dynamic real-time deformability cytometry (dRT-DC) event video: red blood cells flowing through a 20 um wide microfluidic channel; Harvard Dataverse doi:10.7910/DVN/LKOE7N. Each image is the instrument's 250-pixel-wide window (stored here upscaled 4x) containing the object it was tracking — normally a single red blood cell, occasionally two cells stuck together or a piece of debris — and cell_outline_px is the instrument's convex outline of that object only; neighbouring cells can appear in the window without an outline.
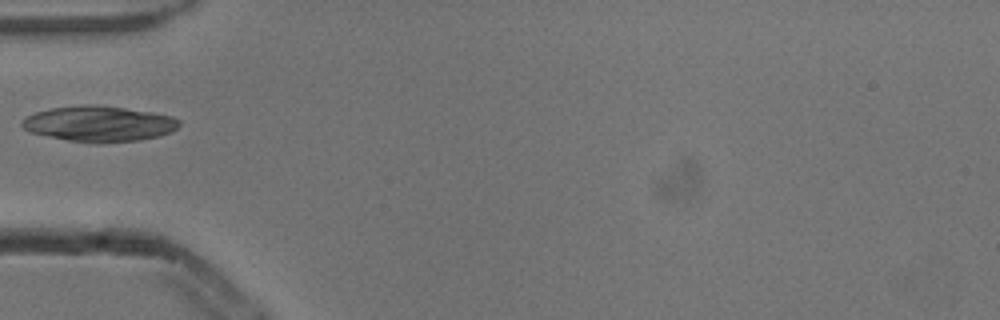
{"species": "common noctule bat (a hibernating species)", "species_latin": "Nyctalus noctula", "temperature_condition": "cold", "stored_images_in_passage": 2, "camera_frame_rate_fps": 3000, "um_per_image_px": 0.085, "animal": {"sex": "male", "body_mass_g": 13.3}, "frame": {"image": 1, "passage_image": 1, "time_ms": 0.0, "image_size_px": [1000, 320], "cell_outline_px": [[180, 124], [172, 132], [160, 136], [140, 140], [100, 144], [96, 144], [68, 140], [28, 132], [20, 124], [20, 120], [36, 112], [52, 108], [84, 104], [96, 104], [152, 112], [172, 116], [180, 120]], "centroid_in_image_um": [8.43, 10.53], "position_along_channel_um": 76.6, "area_um2": 32.95}}
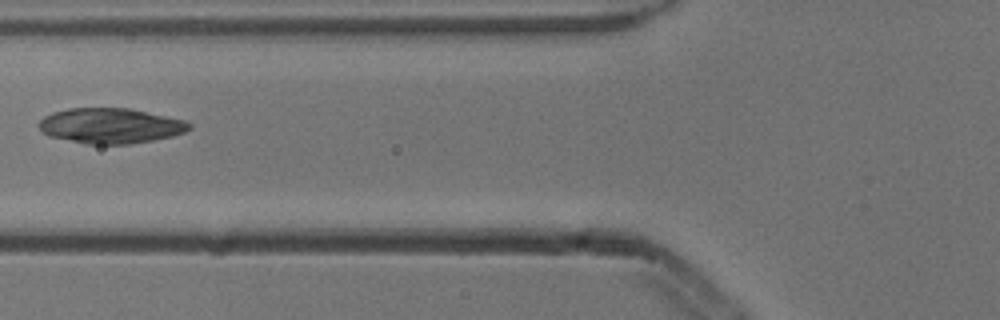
{"frame": {"image": 2, "passage_image": 2, "time_ms": 0.333, "image_size_px": [1000, 320], "cell_outline_px": [[192, 128], [184, 132], [172, 136], [152, 140], [128, 144], [84, 144], [48, 136], [36, 124], [44, 116], [52, 112], [68, 108], [128, 108], [184, 120], [192, 124]], "centroid_in_image_um": [9.36, 10.69], "position_along_channel_um": 116.4, "area_um2": 30.92}}